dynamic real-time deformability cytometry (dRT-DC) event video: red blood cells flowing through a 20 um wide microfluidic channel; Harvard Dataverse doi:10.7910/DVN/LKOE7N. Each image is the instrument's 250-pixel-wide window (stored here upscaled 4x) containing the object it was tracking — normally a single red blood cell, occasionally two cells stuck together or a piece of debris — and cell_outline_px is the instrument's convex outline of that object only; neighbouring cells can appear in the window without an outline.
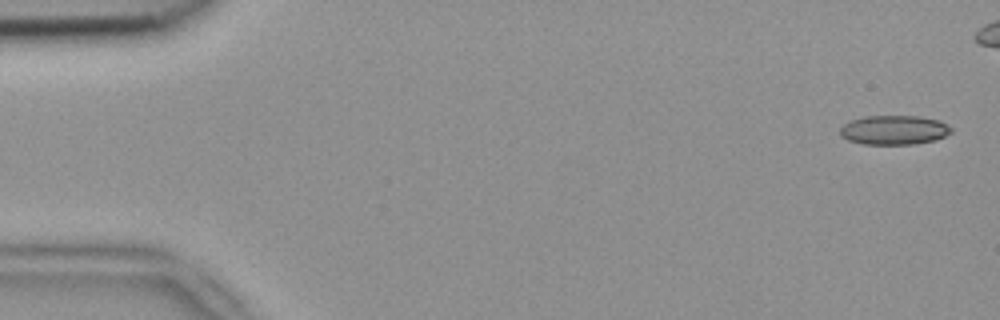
{"species": "common noctule bat (a hibernating species)", "species_latin": "Nyctalus noctula", "temperature_condition": "room temperature", "stored_images_in_passage": 5, "camera_frame_rate_fps": 3000, "um_per_image_px": 0.085, "animal": {"sex": "female", "body_mass_g": 18.4}, "frame": {"image": 1, "passage_image": 1, "time_ms": 0.0, "image_size_px": [1000, 320], "cell_outline_px": [[952, 132], [936, 140], [912, 144], [864, 144], [848, 140], [840, 136], [840, 128], [844, 124], [852, 120], [864, 116], [920, 116], [940, 120], [948, 124], [952, 128]], "centroid_in_image_um": [76.02, 11.04], "position_along_channel_um": 9.0, "area_um2": 19.07}}